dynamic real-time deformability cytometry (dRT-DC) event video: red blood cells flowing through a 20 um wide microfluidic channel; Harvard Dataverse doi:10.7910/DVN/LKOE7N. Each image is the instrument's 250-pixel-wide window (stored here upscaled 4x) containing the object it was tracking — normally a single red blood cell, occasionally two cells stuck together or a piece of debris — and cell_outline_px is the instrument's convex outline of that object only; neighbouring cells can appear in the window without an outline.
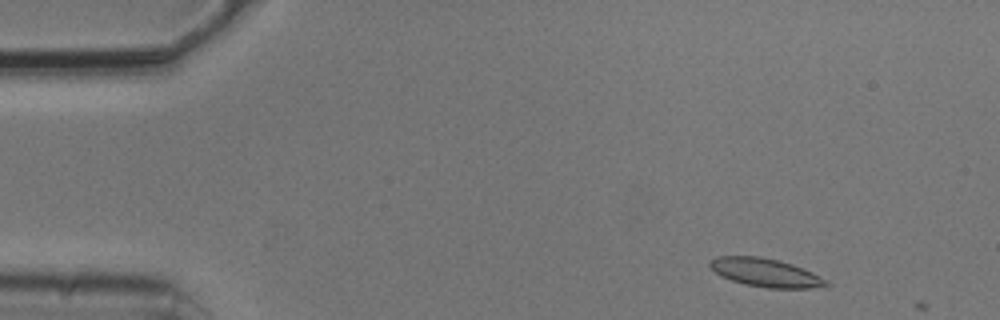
{"species": "common noctule bat (a hibernating species)", "species_latin": "Nyctalus noctula", "temperature_condition": "cold", "stored_images_in_passage": 2, "camera_frame_rate_fps": 3000, "um_per_image_px": 0.085, "animal": {"sex": "male", "body_mass_g": 20.5, "forearm_length_mm": 52.5}, "frame": {"image": 1, "passage_image": 1, "time_ms": 0.0, "image_size_px": [1000, 320], "cell_outline_px": [[832, 284], [812, 288], [768, 288], [744, 284], [720, 276], [708, 264], [708, 260], [716, 256], [760, 256], [792, 264], [812, 272], [828, 280]], "centroid_in_image_um": [65.06, 23.17], "position_along_channel_um": 19.9, "area_um2": 19.25}}